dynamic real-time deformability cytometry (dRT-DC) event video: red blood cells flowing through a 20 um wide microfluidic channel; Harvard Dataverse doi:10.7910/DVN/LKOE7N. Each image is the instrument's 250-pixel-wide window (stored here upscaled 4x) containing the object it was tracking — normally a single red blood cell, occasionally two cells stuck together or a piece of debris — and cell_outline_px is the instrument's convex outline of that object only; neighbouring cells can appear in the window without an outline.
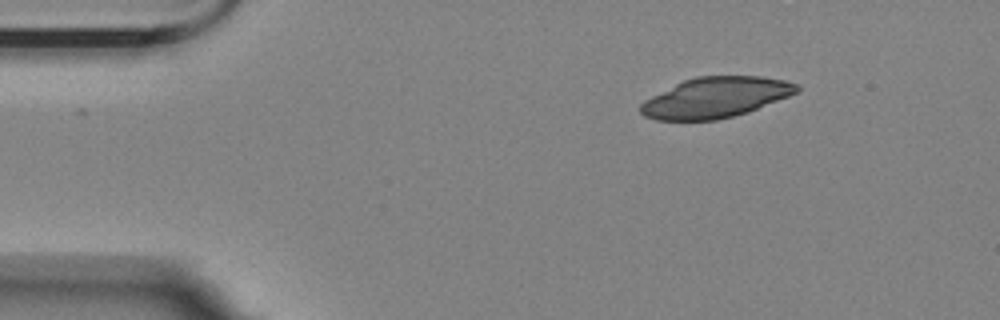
{"species": "Egyptian fruit bat (a non-hibernating species)", "species_latin": "Rousettus aegyptiacus", "temperature_condition": "room temperature", "stored_images_in_passage": 37, "camera_frame_rate_fps": 3000, "um_per_image_px": 0.085, "animal": {"sex": "female"}, "frame": {"image": 1, "passage_image": 1, "time_ms": 0.0, "image_size_px": [1000, 320], "cell_outline_px": [[800, 88], [796, 92], [788, 96], [748, 112], [716, 120], [656, 120], [644, 116], [640, 112], [640, 104], [644, 100], [684, 80], [696, 76], [764, 76], [784, 80], [796, 84]], "centroid_in_image_um": [60.81, 8.29], "position_along_channel_um": 24.2, "area_um2": 36.53}}